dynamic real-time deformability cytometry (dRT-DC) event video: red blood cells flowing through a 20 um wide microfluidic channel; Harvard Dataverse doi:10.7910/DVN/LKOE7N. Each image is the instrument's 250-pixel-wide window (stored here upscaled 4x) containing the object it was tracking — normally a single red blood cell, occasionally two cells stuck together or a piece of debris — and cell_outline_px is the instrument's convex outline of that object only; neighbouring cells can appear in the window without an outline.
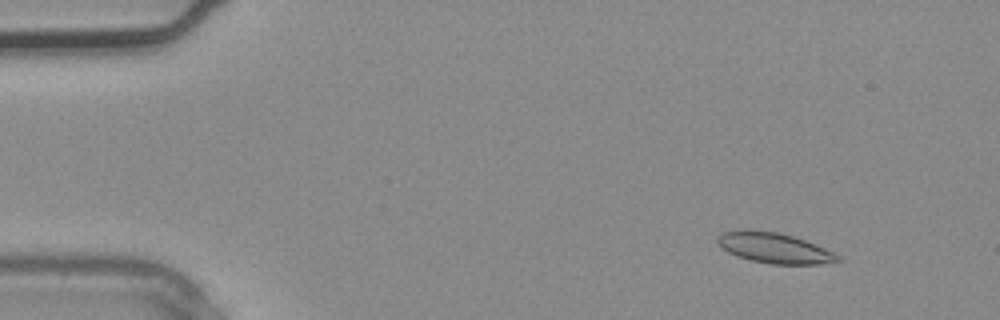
{"species": "common noctule bat (a hibernating species)", "species_latin": "Nyctalus noctula", "temperature_condition": "warm", "stored_images_in_passage": 3, "camera_frame_rate_fps": 3000, "um_per_image_px": 0.085, "animal": {"sex": "male", "body_mass_g": 20.4}, "frame": {"image": 1, "passage_image": 2, "time_ms": 0.333, "image_size_px": [1000, 320], "cell_outline_px": [[844, 260], [820, 264], [772, 264], [752, 260], [736, 256], [728, 252], [716, 240], [716, 236], [720, 232], [748, 228], [776, 232], [792, 236], [804, 240], [824, 248], [840, 256]], "centroid_in_image_um": [65.78, 21.06], "position_along_channel_um": 19.2, "area_um2": 21.33}}